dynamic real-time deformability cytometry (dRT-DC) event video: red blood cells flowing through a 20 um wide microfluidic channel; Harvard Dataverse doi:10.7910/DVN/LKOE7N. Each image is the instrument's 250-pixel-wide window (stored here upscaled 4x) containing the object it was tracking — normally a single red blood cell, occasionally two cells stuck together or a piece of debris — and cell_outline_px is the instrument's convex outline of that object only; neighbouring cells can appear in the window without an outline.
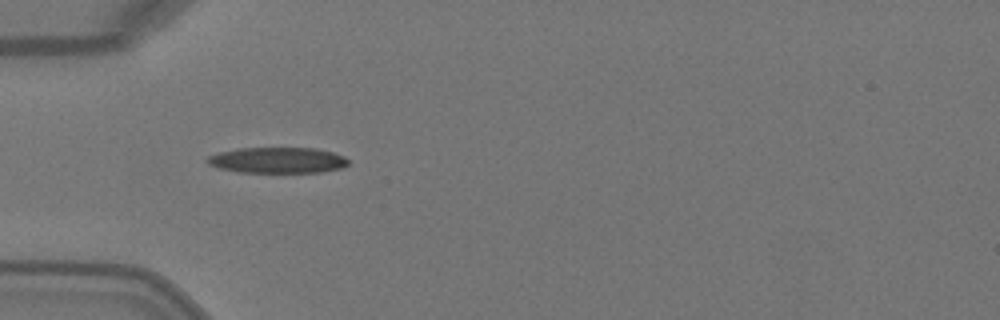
{"species": "Egyptian fruit bat (a non-hibernating species)", "species_latin": "Rousettus aegyptiacus", "temperature_condition": "warm", "stored_images_in_passage": 2, "camera_frame_rate_fps": 3000, "um_per_image_px": 0.085, "animal": {"sex": "female"}, "frame": {"image": 1, "passage_image": 1, "time_ms": 0.0, "image_size_px": [1000, 320], "cell_outline_px": [[348, 164], [340, 168], [320, 172], [236, 172], [220, 168], [208, 164], [204, 160], [208, 156], [220, 152], [240, 148], [316, 148], [332, 152], [344, 156], [348, 160]], "centroid_in_image_um": [23.57, 13.61], "position_along_channel_um": 61.4, "area_um2": 21.15}}
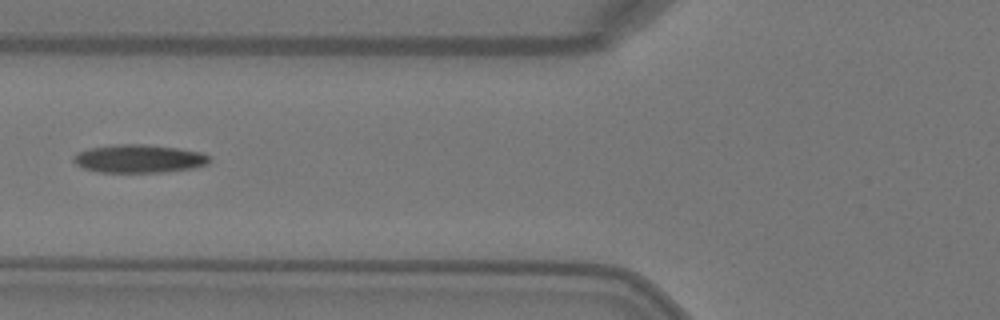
{"frame": {"image": 2, "passage_image": 2, "time_ms": 0.333, "image_size_px": [1000, 320], "cell_outline_px": [[212, 160], [208, 164], [192, 168], [164, 172], [96, 172], [84, 168], [76, 164], [72, 160], [72, 156], [76, 152], [88, 148], [116, 144], [144, 144], [176, 148], [204, 152], [212, 156]], "centroid_in_image_um": [11.82, 13.48], "position_along_channel_um": 114.0, "area_um2": 22.66}}